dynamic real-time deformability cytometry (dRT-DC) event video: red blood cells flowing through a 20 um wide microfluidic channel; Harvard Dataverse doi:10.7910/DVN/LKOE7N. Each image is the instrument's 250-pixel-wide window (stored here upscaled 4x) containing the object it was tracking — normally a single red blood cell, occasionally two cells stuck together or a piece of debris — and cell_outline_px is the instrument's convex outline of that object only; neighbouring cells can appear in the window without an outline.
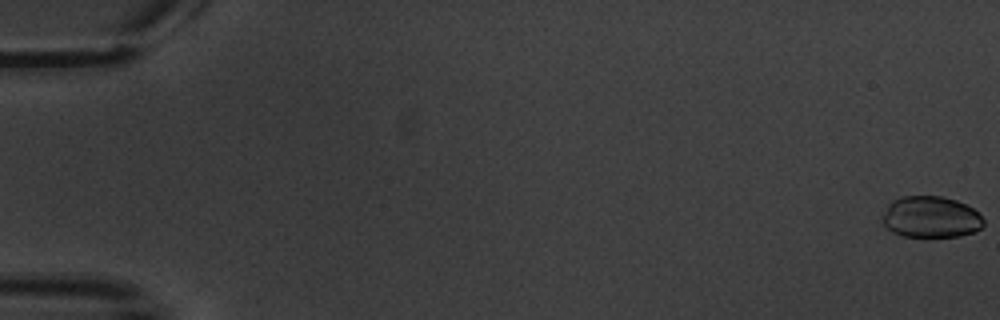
{"species": "common noctule bat (a hibernating species)", "species_latin": "Nyctalus noctula", "temperature_condition": "warm", "stored_images_in_passage": 6, "camera_frame_rate_fps": 3000, "um_per_image_px": 0.085, "animal": {"sex": "male", "body_mass_g": 20.1, "forearm_length_mm": 53.5}, "frame": {"image": 1, "passage_image": 1, "time_ms": 0.0, "image_size_px": [1000, 320], "cell_outline_px": [[984, 224], [980, 228], [972, 232], [960, 236], [904, 236], [892, 232], [884, 224], [884, 216], [888, 204], [892, 200], [904, 196], [940, 196], [956, 200], [972, 208], [984, 220]], "centroid_in_image_um": [79.12, 18.44], "position_along_channel_um": 5.9, "area_um2": 23.99}}